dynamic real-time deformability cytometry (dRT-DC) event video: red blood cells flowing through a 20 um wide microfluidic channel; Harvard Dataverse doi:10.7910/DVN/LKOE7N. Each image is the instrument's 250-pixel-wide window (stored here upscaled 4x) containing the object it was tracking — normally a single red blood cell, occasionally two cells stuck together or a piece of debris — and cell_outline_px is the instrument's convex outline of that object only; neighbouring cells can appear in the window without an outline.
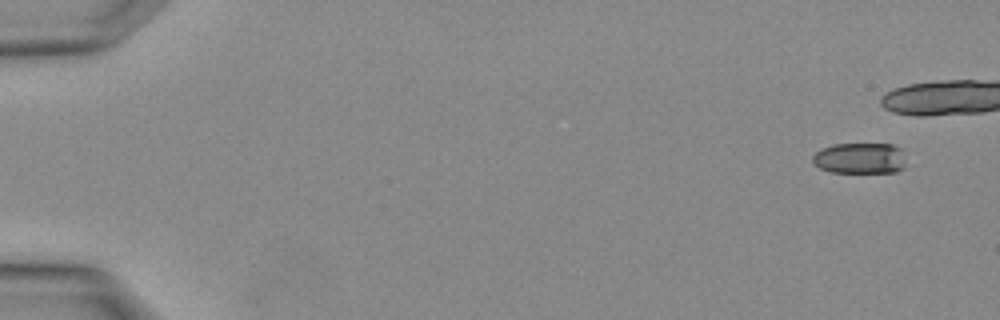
{"species": "Egyptian fruit bat (a non-hibernating species)", "species_latin": "Rousettus aegyptiacus", "temperature_condition": "warm", "stored_images_in_passage": 3, "camera_frame_rate_fps": 3000, "um_per_image_px": 0.085, "animal": {"sex": "female"}, "frame": {"image": 1, "passage_image": 1, "time_ms": 0.0, "image_size_px": [1000, 320], "cell_outline_px": [[904, 168], [896, 172], [832, 172], [820, 168], [812, 164], [812, 156], [820, 148], [832, 144], [892, 144], [900, 148], [904, 164]], "centroid_in_image_um": [73.04, 13.45], "position_along_channel_um": 12.0, "area_um2": 16.88}}